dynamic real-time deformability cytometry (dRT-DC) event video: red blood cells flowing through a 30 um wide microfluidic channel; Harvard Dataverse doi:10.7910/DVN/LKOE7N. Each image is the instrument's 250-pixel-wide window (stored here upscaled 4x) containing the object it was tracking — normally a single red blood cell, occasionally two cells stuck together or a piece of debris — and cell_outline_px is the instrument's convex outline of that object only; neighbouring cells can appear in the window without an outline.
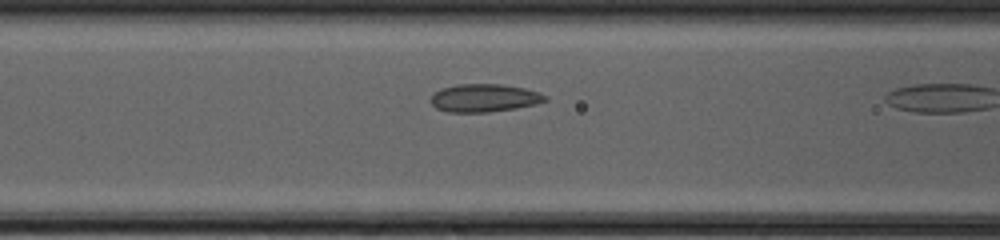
{"species": "common noctule bat (a hibernating species)", "species_latin": "Nyctalus noctula", "temperature_condition": "cold", "stored_images_in_passage": 7, "camera_frame_rate_fps": 3000, "um_per_image_px": 0.085, "animal": {"sex": "female", "body_mass_g": 20.0, "forearm_length_mm": 54.0}, "frame": {"image": 1, "passage_image": 6, "time_ms": 1.667, "image_size_px": [1000, 240], "cell_outline_px": [[548, 100], [536, 104], [516, 108], [488, 112], [448, 112], [436, 108], [428, 100], [440, 88], [456, 84], [500, 84], [524, 88], [540, 92], [548, 96]], "centroid_in_image_um": [41.16, 8.32], "position_along_channel_um": 125.4, "area_um2": 18.79}}